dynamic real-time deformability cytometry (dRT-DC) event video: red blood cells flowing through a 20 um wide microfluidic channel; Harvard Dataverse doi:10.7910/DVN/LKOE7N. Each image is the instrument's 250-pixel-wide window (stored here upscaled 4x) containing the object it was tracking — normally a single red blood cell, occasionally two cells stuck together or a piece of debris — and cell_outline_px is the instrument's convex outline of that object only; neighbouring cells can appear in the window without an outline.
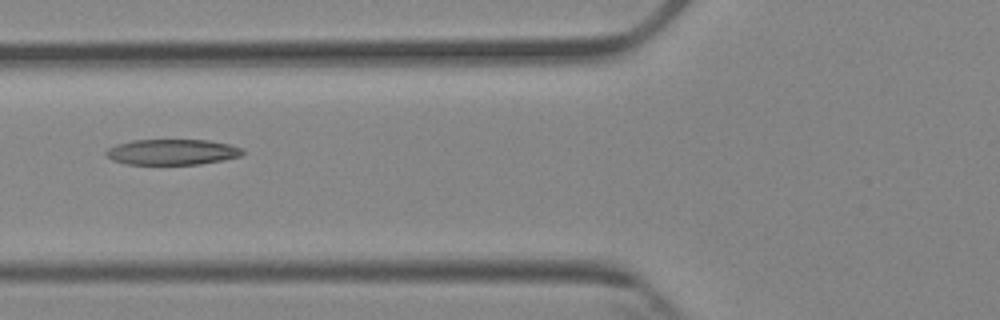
{"species": "Egyptian fruit bat (a non-hibernating species)", "species_latin": "Rousettus aegyptiacus", "temperature_condition": "cold", "stored_images_in_passage": 3, "camera_frame_rate_fps": 3000, "um_per_image_px": 0.085, "animal": {"sex": "female"}, "frame": {"image": 1, "passage_image": 3, "time_ms": 2.333, "image_size_px": [1000, 320], "cell_outline_px": [[244, 152], [240, 156], [224, 160], [200, 164], [128, 164], [112, 160], [104, 152], [108, 148], [116, 144], [132, 140], [208, 140], [228, 144], [244, 148]], "centroid_in_image_um": [14.64, 12.92], "position_along_channel_um": 111.2, "area_um2": 20.4}}